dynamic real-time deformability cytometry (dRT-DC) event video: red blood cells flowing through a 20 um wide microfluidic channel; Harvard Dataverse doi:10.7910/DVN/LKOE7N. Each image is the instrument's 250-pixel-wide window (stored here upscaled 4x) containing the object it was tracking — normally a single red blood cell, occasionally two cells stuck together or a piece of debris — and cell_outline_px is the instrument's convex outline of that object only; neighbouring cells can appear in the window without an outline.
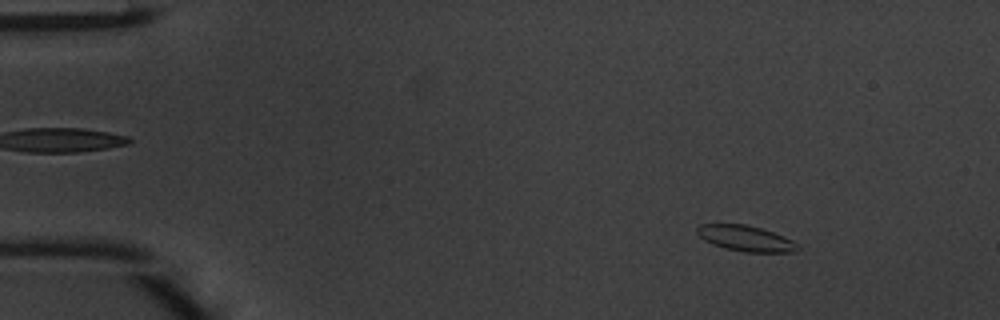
{"species": "common noctule bat (a hibernating species)", "species_latin": "Nyctalus noctula", "temperature_condition": "warm", "stored_images_in_passage": 48, "camera_frame_rate_fps": 3000, "um_per_image_px": 0.085, "animal": {"sex": "male", "body_mass_g": 20.1, "forearm_length_mm": 53.5}, "frame": {"image": 1, "passage_image": 6, "time_ms": 1.667, "image_size_px": [1000, 320], "cell_outline_px": [[800, 248], [796, 252], [744, 252], [712, 244], [704, 240], [696, 232], [696, 228], [700, 224], [748, 224], [772, 232], [792, 240]], "centroid_in_image_um": [63.37, 20.26], "position_along_channel_um": 21.6, "area_um2": 14.91}}
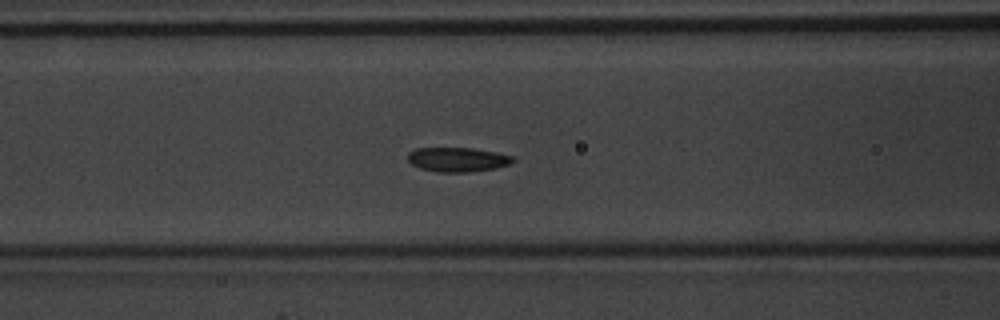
{"frame": {"image": 2, "passage_image": 20, "time_ms": 6.333, "image_size_px": [1000, 320], "cell_outline_px": [[516, 160], [512, 164], [496, 168], [468, 172], [436, 172], [420, 168], [412, 164], [408, 160], [408, 152], [416, 148], [472, 148], [496, 152], [512, 156]], "centroid_in_image_um": [38.91, 13.56], "position_along_channel_um": 127.7, "area_um2": 15.03}}
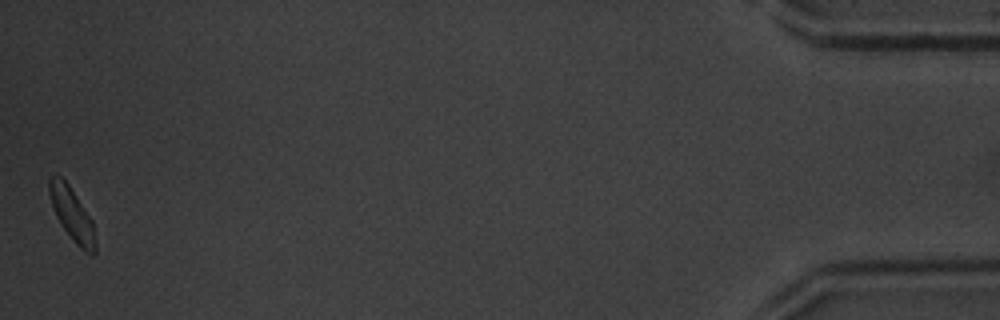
{"frame": {"image": 3, "passage_image": 48, "time_ms": 15.667, "image_size_px": [1000, 320], "cell_outline_px": [[96, 252], [92, 256], [84, 252], [76, 244], [64, 228], [56, 216], [48, 192], [48, 176], [60, 176], [68, 184], [92, 220], [96, 244]], "centroid_in_image_um": [6.12, 18.24], "position_along_channel_um": 429.1, "area_um2": 14.05}, "authors_computed_cell_mechanics": {"area_um2": 14.8257, "velocity_mm_per_s": 4.1846, "shape_relaxation_time_tau1_ms": 2.0796, "shape_relaxation_time_tau2_ms": 7.7972, "deformation_change_tau1": 0.098, "deformation_change_tau2": 0.1146}}